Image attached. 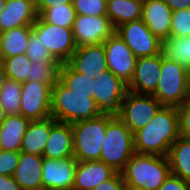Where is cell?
Returning <instances> with one entry per match:
<instances>
[{"label": "cell", "mask_w": 190, "mask_h": 190, "mask_svg": "<svg viewBox=\"0 0 190 190\" xmlns=\"http://www.w3.org/2000/svg\"><path fill=\"white\" fill-rule=\"evenodd\" d=\"M133 135L136 153L168 156L170 146L180 137L177 107L162 106L151 121Z\"/></svg>", "instance_id": "obj_1"}, {"label": "cell", "mask_w": 190, "mask_h": 190, "mask_svg": "<svg viewBox=\"0 0 190 190\" xmlns=\"http://www.w3.org/2000/svg\"><path fill=\"white\" fill-rule=\"evenodd\" d=\"M102 113L89 93H74L58 80L52 87L51 116L58 122L75 123Z\"/></svg>", "instance_id": "obj_2"}, {"label": "cell", "mask_w": 190, "mask_h": 190, "mask_svg": "<svg viewBox=\"0 0 190 190\" xmlns=\"http://www.w3.org/2000/svg\"><path fill=\"white\" fill-rule=\"evenodd\" d=\"M120 173L124 184L159 190L171 168L167 156L135 153Z\"/></svg>", "instance_id": "obj_3"}, {"label": "cell", "mask_w": 190, "mask_h": 190, "mask_svg": "<svg viewBox=\"0 0 190 190\" xmlns=\"http://www.w3.org/2000/svg\"><path fill=\"white\" fill-rule=\"evenodd\" d=\"M135 153L131 130L117 116L108 115L99 161L121 172Z\"/></svg>", "instance_id": "obj_4"}, {"label": "cell", "mask_w": 190, "mask_h": 190, "mask_svg": "<svg viewBox=\"0 0 190 190\" xmlns=\"http://www.w3.org/2000/svg\"><path fill=\"white\" fill-rule=\"evenodd\" d=\"M108 125V114L71 124L73 152L78 161L99 160Z\"/></svg>", "instance_id": "obj_5"}, {"label": "cell", "mask_w": 190, "mask_h": 190, "mask_svg": "<svg viewBox=\"0 0 190 190\" xmlns=\"http://www.w3.org/2000/svg\"><path fill=\"white\" fill-rule=\"evenodd\" d=\"M161 73L153 96L163 105L179 107L187 99L188 69L161 52Z\"/></svg>", "instance_id": "obj_6"}, {"label": "cell", "mask_w": 190, "mask_h": 190, "mask_svg": "<svg viewBox=\"0 0 190 190\" xmlns=\"http://www.w3.org/2000/svg\"><path fill=\"white\" fill-rule=\"evenodd\" d=\"M162 106L153 95L127 91L117 117L134 133L145 127Z\"/></svg>", "instance_id": "obj_7"}, {"label": "cell", "mask_w": 190, "mask_h": 190, "mask_svg": "<svg viewBox=\"0 0 190 190\" xmlns=\"http://www.w3.org/2000/svg\"><path fill=\"white\" fill-rule=\"evenodd\" d=\"M32 28L51 55L61 64L77 50L72 28L49 24L40 16L37 17Z\"/></svg>", "instance_id": "obj_8"}, {"label": "cell", "mask_w": 190, "mask_h": 190, "mask_svg": "<svg viewBox=\"0 0 190 190\" xmlns=\"http://www.w3.org/2000/svg\"><path fill=\"white\" fill-rule=\"evenodd\" d=\"M21 85L19 114L30 121L51 117L52 86L34 80L25 81Z\"/></svg>", "instance_id": "obj_9"}, {"label": "cell", "mask_w": 190, "mask_h": 190, "mask_svg": "<svg viewBox=\"0 0 190 190\" xmlns=\"http://www.w3.org/2000/svg\"><path fill=\"white\" fill-rule=\"evenodd\" d=\"M127 91V84L112 71L106 70L96 76L95 93H92V97L102 114L117 116Z\"/></svg>", "instance_id": "obj_10"}, {"label": "cell", "mask_w": 190, "mask_h": 190, "mask_svg": "<svg viewBox=\"0 0 190 190\" xmlns=\"http://www.w3.org/2000/svg\"><path fill=\"white\" fill-rule=\"evenodd\" d=\"M115 32L120 35L137 58L162 52L163 42L149 30L142 19L122 24Z\"/></svg>", "instance_id": "obj_11"}, {"label": "cell", "mask_w": 190, "mask_h": 190, "mask_svg": "<svg viewBox=\"0 0 190 190\" xmlns=\"http://www.w3.org/2000/svg\"><path fill=\"white\" fill-rule=\"evenodd\" d=\"M108 70L127 85L131 81L137 57L117 32L103 42Z\"/></svg>", "instance_id": "obj_12"}, {"label": "cell", "mask_w": 190, "mask_h": 190, "mask_svg": "<svg viewBox=\"0 0 190 190\" xmlns=\"http://www.w3.org/2000/svg\"><path fill=\"white\" fill-rule=\"evenodd\" d=\"M72 31L76 46L79 48L103 43L115 29L108 16L76 15Z\"/></svg>", "instance_id": "obj_13"}, {"label": "cell", "mask_w": 190, "mask_h": 190, "mask_svg": "<svg viewBox=\"0 0 190 190\" xmlns=\"http://www.w3.org/2000/svg\"><path fill=\"white\" fill-rule=\"evenodd\" d=\"M77 164L74 156L66 159L43 157L42 190L72 189Z\"/></svg>", "instance_id": "obj_14"}, {"label": "cell", "mask_w": 190, "mask_h": 190, "mask_svg": "<svg viewBox=\"0 0 190 190\" xmlns=\"http://www.w3.org/2000/svg\"><path fill=\"white\" fill-rule=\"evenodd\" d=\"M160 70L161 53L137 58L134 75L127 85L128 91L153 95L160 79Z\"/></svg>", "instance_id": "obj_15"}, {"label": "cell", "mask_w": 190, "mask_h": 190, "mask_svg": "<svg viewBox=\"0 0 190 190\" xmlns=\"http://www.w3.org/2000/svg\"><path fill=\"white\" fill-rule=\"evenodd\" d=\"M65 64L81 74H99L108 70L103 43L77 48Z\"/></svg>", "instance_id": "obj_16"}, {"label": "cell", "mask_w": 190, "mask_h": 190, "mask_svg": "<svg viewBox=\"0 0 190 190\" xmlns=\"http://www.w3.org/2000/svg\"><path fill=\"white\" fill-rule=\"evenodd\" d=\"M38 15L35 0H6L0 13V33L26 25H33Z\"/></svg>", "instance_id": "obj_17"}, {"label": "cell", "mask_w": 190, "mask_h": 190, "mask_svg": "<svg viewBox=\"0 0 190 190\" xmlns=\"http://www.w3.org/2000/svg\"><path fill=\"white\" fill-rule=\"evenodd\" d=\"M172 10L164 0H147L143 3L142 20L162 42L170 38Z\"/></svg>", "instance_id": "obj_18"}, {"label": "cell", "mask_w": 190, "mask_h": 190, "mask_svg": "<svg viewBox=\"0 0 190 190\" xmlns=\"http://www.w3.org/2000/svg\"><path fill=\"white\" fill-rule=\"evenodd\" d=\"M116 173L112 167L99 160L78 161L72 189L93 190Z\"/></svg>", "instance_id": "obj_19"}, {"label": "cell", "mask_w": 190, "mask_h": 190, "mask_svg": "<svg viewBox=\"0 0 190 190\" xmlns=\"http://www.w3.org/2000/svg\"><path fill=\"white\" fill-rule=\"evenodd\" d=\"M43 156L20 151V158L12 177L21 190H42Z\"/></svg>", "instance_id": "obj_20"}, {"label": "cell", "mask_w": 190, "mask_h": 190, "mask_svg": "<svg viewBox=\"0 0 190 190\" xmlns=\"http://www.w3.org/2000/svg\"><path fill=\"white\" fill-rule=\"evenodd\" d=\"M42 156L50 159H66L74 156L71 124L57 121L51 127Z\"/></svg>", "instance_id": "obj_21"}, {"label": "cell", "mask_w": 190, "mask_h": 190, "mask_svg": "<svg viewBox=\"0 0 190 190\" xmlns=\"http://www.w3.org/2000/svg\"><path fill=\"white\" fill-rule=\"evenodd\" d=\"M56 122L57 120L52 116L43 120L30 121L22 139L20 151L42 156L51 127Z\"/></svg>", "instance_id": "obj_22"}, {"label": "cell", "mask_w": 190, "mask_h": 190, "mask_svg": "<svg viewBox=\"0 0 190 190\" xmlns=\"http://www.w3.org/2000/svg\"><path fill=\"white\" fill-rule=\"evenodd\" d=\"M30 120L22 115L7 116L0 126V143L2 150L20 151L22 139Z\"/></svg>", "instance_id": "obj_23"}, {"label": "cell", "mask_w": 190, "mask_h": 190, "mask_svg": "<svg viewBox=\"0 0 190 190\" xmlns=\"http://www.w3.org/2000/svg\"><path fill=\"white\" fill-rule=\"evenodd\" d=\"M106 8L115 30L122 24L142 19L143 3L134 0H107Z\"/></svg>", "instance_id": "obj_24"}, {"label": "cell", "mask_w": 190, "mask_h": 190, "mask_svg": "<svg viewBox=\"0 0 190 190\" xmlns=\"http://www.w3.org/2000/svg\"><path fill=\"white\" fill-rule=\"evenodd\" d=\"M32 31V25H26L0 33V54L3 58L26 53Z\"/></svg>", "instance_id": "obj_25"}, {"label": "cell", "mask_w": 190, "mask_h": 190, "mask_svg": "<svg viewBox=\"0 0 190 190\" xmlns=\"http://www.w3.org/2000/svg\"><path fill=\"white\" fill-rule=\"evenodd\" d=\"M171 173L190 184V139L179 137L168 153Z\"/></svg>", "instance_id": "obj_26"}, {"label": "cell", "mask_w": 190, "mask_h": 190, "mask_svg": "<svg viewBox=\"0 0 190 190\" xmlns=\"http://www.w3.org/2000/svg\"><path fill=\"white\" fill-rule=\"evenodd\" d=\"M162 51L169 60L177 61L180 65L190 69V36L166 39L163 42Z\"/></svg>", "instance_id": "obj_27"}, {"label": "cell", "mask_w": 190, "mask_h": 190, "mask_svg": "<svg viewBox=\"0 0 190 190\" xmlns=\"http://www.w3.org/2000/svg\"><path fill=\"white\" fill-rule=\"evenodd\" d=\"M21 83L8 79L0 90V106L7 116L19 115L21 100Z\"/></svg>", "instance_id": "obj_28"}, {"label": "cell", "mask_w": 190, "mask_h": 190, "mask_svg": "<svg viewBox=\"0 0 190 190\" xmlns=\"http://www.w3.org/2000/svg\"><path fill=\"white\" fill-rule=\"evenodd\" d=\"M60 62H31L27 81H36L53 85L59 80Z\"/></svg>", "instance_id": "obj_29"}, {"label": "cell", "mask_w": 190, "mask_h": 190, "mask_svg": "<svg viewBox=\"0 0 190 190\" xmlns=\"http://www.w3.org/2000/svg\"><path fill=\"white\" fill-rule=\"evenodd\" d=\"M76 15L73 4H62L46 9L40 17L49 24L72 28Z\"/></svg>", "instance_id": "obj_30"}, {"label": "cell", "mask_w": 190, "mask_h": 190, "mask_svg": "<svg viewBox=\"0 0 190 190\" xmlns=\"http://www.w3.org/2000/svg\"><path fill=\"white\" fill-rule=\"evenodd\" d=\"M31 60L26 53L4 58V72L8 79L19 83L27 81Z\"/></svg>", "instance_id": "obj_31"}, {"label": "cell", "mask_w": 190, "mask_h": 190, "mask_svg": "<svg viewBox=\"0 0 190 190\" xmlns=\"http://www.w3.org/2000/svg\"><path fill=\"white\" fill-rule=\"evenodd\" d=\"M59 80L74 93H87L84 74L72 71L65 63L61 64Z\"/></svg>", "instance_id": "obj_32"}, {"label": "cell", "mask_w": 190, "mask_h": 190, "mask_svg": "<svg viewBox=\"0 0 190 190\" xmlns=\"http://www.w3.org/2000/svg\"><path fill=\"white\" fill-rule=\"evenodd\" d=\"M26 55L33 63L59 62L47 50L41 39L32 31L26 48Z\"/></svg>", "instance_id": "obj_33"}, {"label": "cell", "mask_w": 190, "mask_h": 190, "mask_svg": "<svg viewBox=\"0 0 190 190\" xmlns=\"http://www.w3.org/2000/svg\"><path fill=\"white\" fill-rule=\"evenodd\" d=\"M190 36V8L172 11L170 37L184 38Z\"/></svg>", "instance_id": "obj_34"}, {"label": "cell", "mask_w": 190, "mask_h": 190, "mask_svg": "<svg viewBox=\"0 0 190 190\" xmlns=\"http://www.w3.org/2000/svg\"><path fill=\"white\" fill-rule=\"evenodd\" d=\"M107 0H74L73 6L77 15L107 16Z\"/></svg>", "instance_id": "obj_35"}, {"label": "cell", "mask_w": 190, "mask_h": 190, "mask_svg": "<svg viewBox=\"0 0 190 190\" xmlns=\"http://www.w3.org/2000/svg\"><path fill=\"white\" fill-rule=\"evenodd\" d=\"M20 151H0V174L12 176L17 168Z\"/></svg>", "instance_id": "obj_36"}, {"label": "cell", "mask_w": 190, "mask_h": 190, "mask_svg": "<svg viewBox=\"0 0 190 190\" xmlns=\"http://www.w3.org/2000/svg\"><path fill=\"white\" fill-rule=\"evenodd\" d=\"M179 135L190 139V99H186L178 108Z\"/></svg>", "instance_id": "obj_37"}, {"label": "cell", "mask_w": 190, "mask_h": 190, "mask_svg": "<svg viewBox=\"0 0 190 190\" xmlns=\"http://www.w3.org/2000/svg\"><path fill=\"white\" fill-rule=\"evenodd\" d=\"M159 190H190V184L184 181L181 177L171 173L160 186Z\"/></svg>", "instance_id": "obj_38"}, {"label": "cell", "mask_w": 190, "mask_h": 190, "mask_svg": "<svg viewBox=\"0 0 190 190\" xmlns=\"http://www.w3.org/2000/svg\"><path fill=\"white\" fill-rule=\"evenodd\" d=\"M124 180L120 172H117L112 178L102 182L93 190H122Z\"/></svg>", "instance_id": "obj_39"}, {"label": "cell", "mask_w": 190, "mask_h": 190, "mask_svg": "<svg viewBox=\"0 0 190 190\" xmlns=\"http://www.w3.org/2000/svg\"><path fill=\"white\" fill-rule=\"evenodd\" d=\"M74 0H35L36 12L40 16L46 9L61 6L62 4H73Z\"/></svg>", "instance_id": "obj_40"}, {"label": "cell", "mask_w": 190, "mask_h": 190, "mask_svg": "<svg viewBox=\"0 0 190 190\" xmlns=\"http://www.w3.org/2000/svg\"><path fill=\"white\" fill-rule=\"evenodd\" d=\"M0 190H21L12 176L0 174Z\"/></svg>", "instance_id": "obj_41"}, {"label": "cell", "mask_w": 190, "mask_h": 190, "mask_svg": "<svg viewBox=\"0 0 190 190\" xmlns=\"http://www.w3.org/2000/svg\"><path fill=\"white\" fill-rule=\"evenodd\" d=\"M164 2L171 8L172 11L190 8V0H164Z\"/></svg>", "instance_id": "obj_42"}, {"label": "cell", "mask_w": 190, "mask_h": 190, "mask_svg": "<svg viewBox=\"0 0 190 190\" xmlns=\"http://www.w3.org/2000/svg\"><path fill=\"white\" fill-rule=\"evenodd\" d=\"M99 74H84V77H86V85H87V93H89V96L92 97V93H95V83H96V76H99Z\"/></svg>", "instance_id": "obj_43"}, {"label": "cell", "mask_w": 190, "mask_h": 190, "mask_svg": "<svg viewBox=\"0 0 190 190\" xmlns=\"http://www.w3.org/2000/svg\"><path fill=\"white\" fill-rule=\"evenodd\" d=\"M6 80H7V76L4 72V70H0V90L3 87V85L5 84Z\"/></svg>", "instance_id": "obj_44"}, {"label": "cell", "mask_w": 190, "mask_h": 190, "mask_svg": "<svg viewBox=\"0 0 190 190\" xmlns=\"http://www.w3.org/2000/svg\"><path fill=\"white\" fill-rule=\"evenodd\" d=\"M122 190H146L145 188L135 187L129 184H124Z\"/></svg>", "instance_id": "obj_45"}, {"label": "cell", "mask_w": 190, "mask_h": 190, "mask_svg": "<svg viewBox=\"0 0 190 190\" xmlns=\"http://www.w3.org/2000/svg\"><path fill=\"white\" fill-rule=\"evenodd\" d=\"M187 99H190V69L187 74Z\"/></svg>", "instance_id": "obj_46"}, {"label": "cell", "mask_w": 190, "mask_h": 190, "mask_svg": "<svg viewBox=\"0 0 190 190\" xmlns=\"http://www.w3.org/2000/svg\"><path fill=\"white\" fill-rule=\"evenodd\" d=\"M6 117H7V115L4 111V109L0 106V126L6 120Z\"/></svg>", "instance_id": "obj_47"}, {"label": "cell", "mask_w": 190, "mask_h": 190, "mask_svg": "<svg viewBox=\"0 0 190 190\" xmlns=\"http://www.w3.org/2000/svg\"><path fill=\"white\" fill-rule=\"evenodd\" d=\"M0 70H4V58L1 54H0Z\"/></svg>", "instance_id": "obj_48"}, {"label": "cell", "mask_w": 190, "mask_h": 190, "mask_svg": "<svg viewBox=\"0 0 190 190\" xmlns=\"http://www.w3.org/2000/svg\"><path fill=\"white\" fill-rule=\"evenodd\" d=\"M6 0H0V13L4 10Z\"/></svg>", "instance_id": "obj_49"}, {"label": "cell", "mask_w": 190, "mask_h": 190, "mask_svg": "<svg viewBox=\"0 0 190 190\" xmlns=\"http://www.w3.org/2000/svg\"><path fill=\"white\" fill-rule=\"evenodd\" d=\"M134 1H137V2H140V3H145L147 0H134Z\"/></svg>", "instance_id": "obj_50"}]
</instances>
